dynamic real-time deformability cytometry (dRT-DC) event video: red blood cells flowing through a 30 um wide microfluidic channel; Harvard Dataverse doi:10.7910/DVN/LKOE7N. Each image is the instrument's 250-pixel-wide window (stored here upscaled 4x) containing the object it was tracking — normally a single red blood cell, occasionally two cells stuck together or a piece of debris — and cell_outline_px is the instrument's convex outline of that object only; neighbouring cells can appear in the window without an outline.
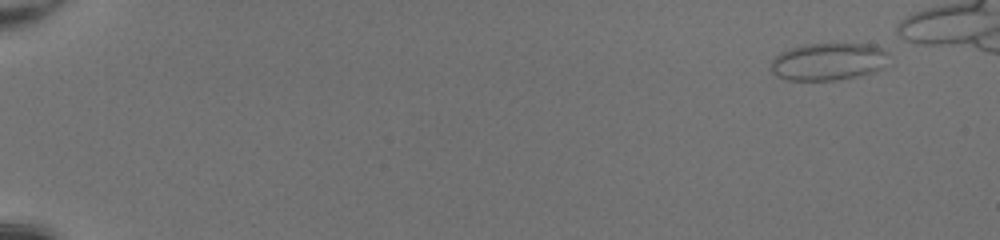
{"species": "common noctule bat (a hibernating species)", "species_latin": "Nyctalus noctula", "temperature_condition": "room temperature", "stored_images_in_passage": 46, "camera_frame_rate_fps": 3000, "um_per_image_px": 0.085, "animal": {"sex": "female", "body_mass_g": 20.0, "forearm_length_mm": 54.0}, "frame": {"image": 1, "passage_image": 1, "time_ms": 0.0, "image_size_px": [1000, 240], "cell_outline_px": [[888, 52], [880, 68], [872, 72], [856, 76], [836, 80], [788, 80], [776, 76], [768, 68], [772, 60], [780, 52], [804, 44], [888, 44]], "centroid_in_image_um": [70.4, 5.21], "position_along_channel_um": 14.6, "area_um2": 25.89}}
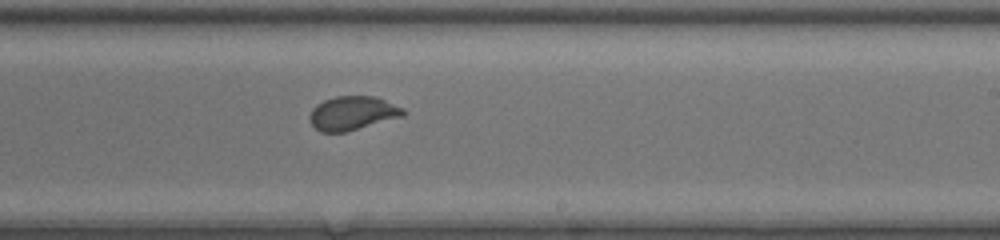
{"frame": {"image": 2, "passage_image": 31, "time_ms": 10.0, "image_size_px": [1000, 240], "cell_outline_px": [[408, 112], [404, 116], [344, 132], [320, 132], [308, 120], [308, 116], [312, 108], [316, 104], [324, 100], [336, 96], [376, 96], [404, 108]], "centroid_in_image_um": [29.97, 9.61], "position_along_channel_um": 259.0, "area_um2": 18.61}}
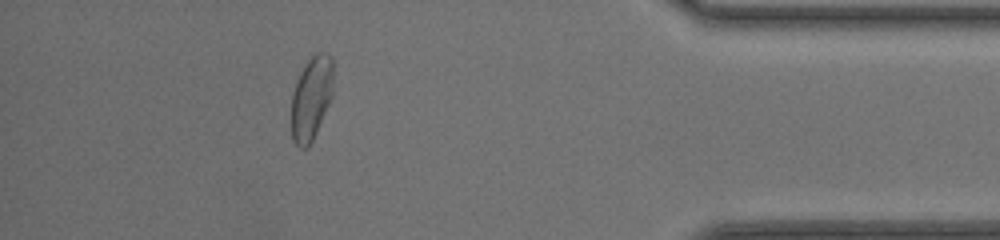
{"frame": {"image": 3, "passage_image": 44, "time_ms": 14.333, "image_size_px": [1000, 240], "cell_outline_px": [[332, 96], [316, 132], [308, 148], [300, 148], [292, 140], [292, 92], [300, 72], [308, 60], [316, 52], [328, 52], [332, 56]], "centroid_in_image_um": [26.46, 8.32], "position_along_channel_um": 408.7, "area_um2": 20.29}}